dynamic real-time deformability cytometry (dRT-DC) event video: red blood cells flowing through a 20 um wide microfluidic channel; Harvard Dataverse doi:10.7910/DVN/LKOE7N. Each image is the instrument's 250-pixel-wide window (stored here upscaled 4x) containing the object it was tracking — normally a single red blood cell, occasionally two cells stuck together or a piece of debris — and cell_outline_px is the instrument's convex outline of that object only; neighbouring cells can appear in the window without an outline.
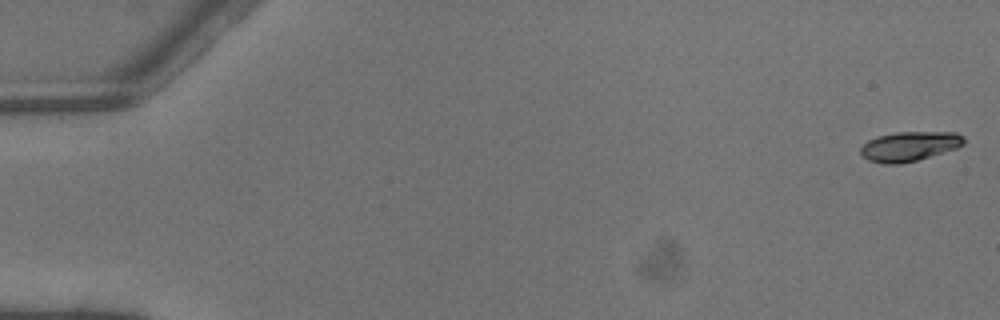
{"species": "common noctule bat (a hibernating species)", "species_latin": "Nyctalus noctula", "temperature_condition": "warm", "stored_images_in_passage": 4, "camera_frame_rate_fps": 3000, "um_per_image_px": 0.085, "animal": {"sex": "male", "body_mass_g": 13.3}, "frame": {"image": 1, "passage_image": 1, "time_ms": 0.0, "image_size_px": [1000, 320], "cell_outline_px": [[964, 144], [956, 148], [916, 160], [900, 164], [884, 164], [868, 160], [860, 152], [860, 148], [868, 140], [880, 136], [896, 132], [956, 132], [964, 136]], "centroid_in_image_um": [77.3, 12.43], "position_along_channel_um": 7.7, "area_um2": 17.63}}
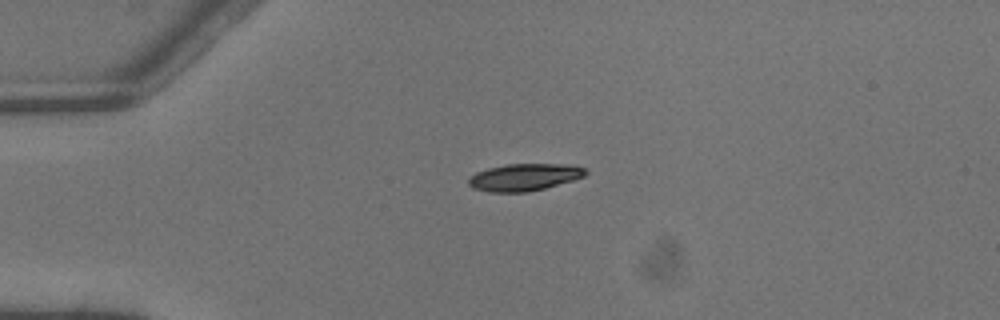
{"frame": {"image": 2, "passage_image": 3, "time_ms": 0.667, "image_size_px": [1000, 320], "cell_outline_px": [[588, 172], [584, 176], [572, 180], [544, 188], [528, 192], [488, 192], [472, 188], [468, 184], [468, 180], [476, 172], [488, 168], [508, 164], [572, 164], [584, 168]], "centroid_in_image_um": [44.56, 15.06], "position_along_channel_um": 40.4, "area_um2": 18.44}}